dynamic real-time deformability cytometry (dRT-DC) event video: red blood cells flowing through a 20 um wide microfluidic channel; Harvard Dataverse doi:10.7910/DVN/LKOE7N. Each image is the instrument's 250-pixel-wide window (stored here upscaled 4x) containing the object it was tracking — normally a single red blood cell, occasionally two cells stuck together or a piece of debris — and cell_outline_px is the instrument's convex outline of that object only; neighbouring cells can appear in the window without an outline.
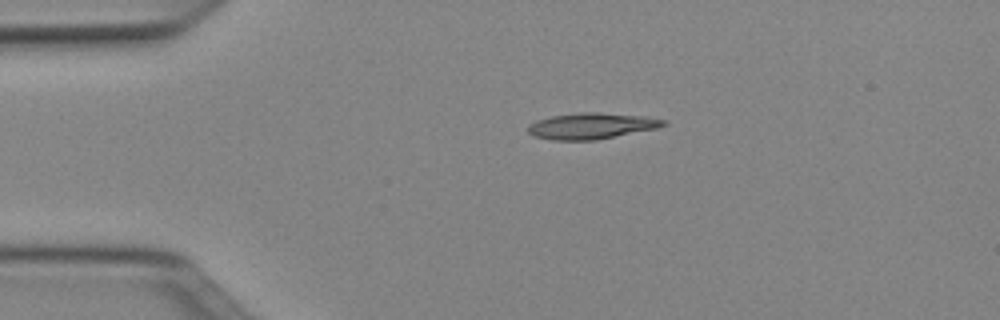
{"species": "Egyptian fruit bat (a non-hibernating species)", "species_latin": "Rousettus aegyptiacus", "temperature_condition": "cold", "stored_images_in_passage": 25, "camera_frame_rate_fps": 3000, "um_per_image_px": 0.085, "animal": {"sex": "female"}, "frame": {"image": 1, "passage_image": 1, "time_ms": 0.0, "image_size_px": [1000, 320], "cell_outline_px": [[668, 124], [656, 128], [596, 140], [552, 140], [532, 136], [528, 132], [528, 124], [536, 120], [552, 116], [580, 112], [596, 112], [644, 116], [668, 120]], "centroid_in_image_um": [50.26, 10.7], "position_along_channel_um": 34.7, "area_um2": 20.63}}
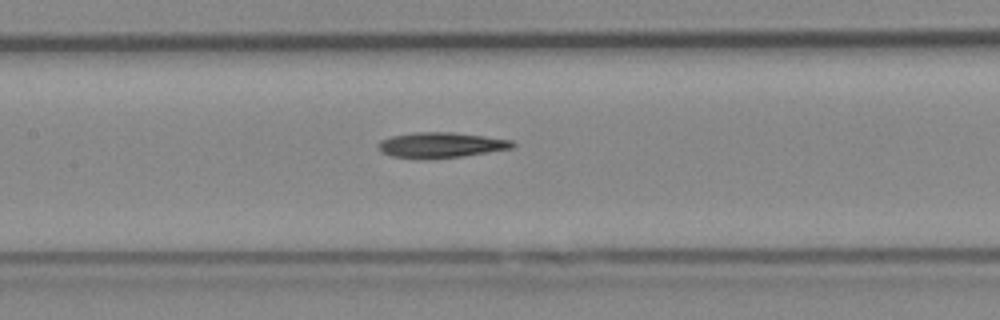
{"frame": {"image": 2, "passage_image": 14, "time_ms": 4.333, "image_size_px": [1000, 320], "cell_outline_px": [[516, 144], [512, 148], [460, 156], [392, 156], [380, 152], [376, 144], [380, 140], [392, 136], [412, 132], [452, 132], [484, 136], [512, 140]], "centroid_in_image_um": [37.47, 12.27], "position_along_channel_um": 169.9, "area_um2": 19.02}}
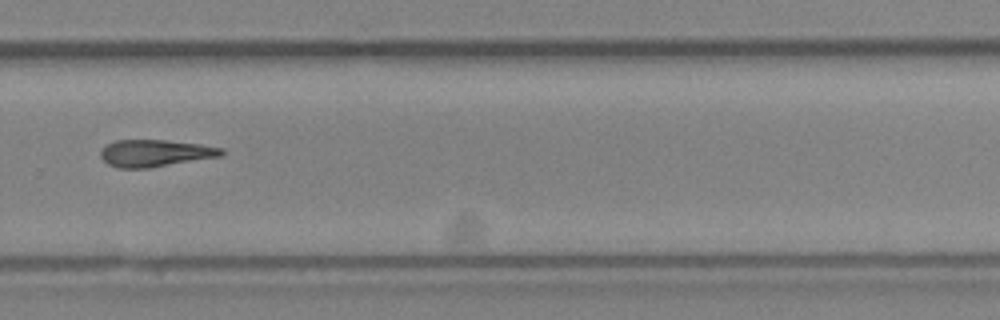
{"frame": {"image": 3, "passage_image": 25, "time_ms": 8.0, "image_size_px": [1000, 320], "cell_outline_px": [[224, 156], [148, 168], [120, 168], [108, 164], [100, 156], [100, 148], [104, 144], [116, 140], [164, 140], [200, 144], [224, 148]], "centroid_in_image_um": [13.19, 13.01], "position_along_channel_um": 316.6, "area_um2": 19.25}}